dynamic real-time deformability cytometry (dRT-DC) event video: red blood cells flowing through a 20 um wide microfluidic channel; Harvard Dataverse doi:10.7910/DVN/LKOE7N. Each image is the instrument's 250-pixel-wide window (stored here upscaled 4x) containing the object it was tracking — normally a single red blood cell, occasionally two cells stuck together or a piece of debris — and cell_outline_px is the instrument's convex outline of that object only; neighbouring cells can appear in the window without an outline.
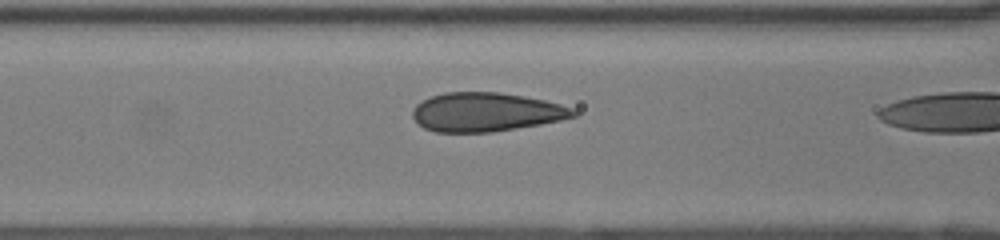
{"species": "human", "species_latin": "Homo sapiens", "temperature_condition": "room temperature", "stored_images_in_passage": 6, "camera_frame_rate_fps": 3000, "um_per_image_px": 0.085, "donor": {"sex": "female"}, "frame": {"image": 1, "passage_image": 5, "time_ms": 1.333, "image_size_px": [1000, 240], "cell_outline_px": [[576, 116], [560, 120], [540, 124], [492, 132], [436, 132], [424, 128], [412, 116], [412, 108], [416, 104], [432, 96], [444, 92], [496, 92], [524, 96], [544, 100], [560, 104], [572, 108], [576, 112]], "centroid_in_image_um": [41.29, 9.52], "position_along_channel_um": 125.3, "area_um2": 36.24}}